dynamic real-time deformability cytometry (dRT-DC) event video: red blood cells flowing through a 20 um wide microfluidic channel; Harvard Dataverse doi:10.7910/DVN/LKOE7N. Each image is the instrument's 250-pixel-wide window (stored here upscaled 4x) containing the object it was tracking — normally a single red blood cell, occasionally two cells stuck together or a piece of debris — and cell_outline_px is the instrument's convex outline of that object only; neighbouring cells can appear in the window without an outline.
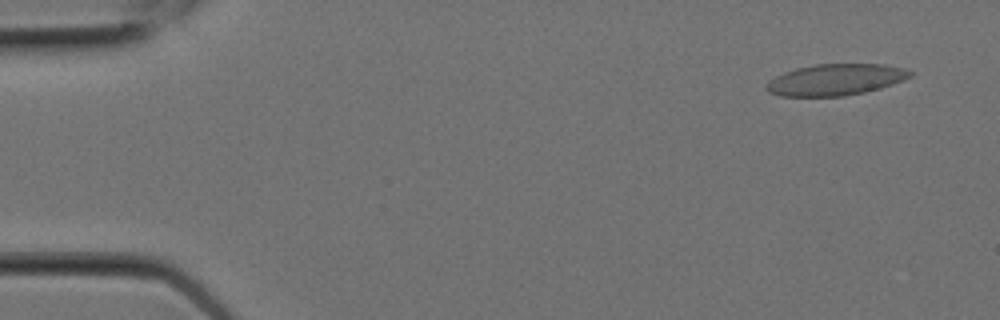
{"species": "Egyptian fruit bat (a non-hibernating species)", "species_latin": "Rousettus aegyptiacus", "temperature_condition": "room temperature", "stored_images_in_passage": 5, "camera_frame_rate_fps": 3000, "um_per_image_px": 0.085, "animal": {"sex": "female"}, "frame": {"image": 1, "passage_image": 1, "time_ms": 0.0, "image_size_px": [1000, 320], "cell_outline_px": [[916, 72], [912, 76], [892, 84], [880, 88], [864, 92], [844, 96], [780, 96], [768, 92], [764, 88], [764, 84], [768, 80], [784, 72], [796, 68], [816, 64], [884, 64], [904, 68]], "centroid_in_image_um": [71.0, 6.77], "position_along_channel_um": 14.0, "area_um2": 26.47}}
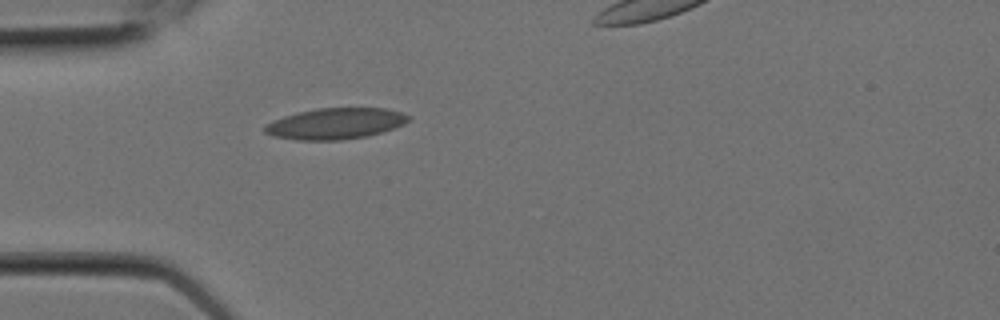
{"frame": {"image": 2, "passage_image": 5, "time_ms": 1.333, "image_size_px": [1000, 320], "cell_outline_px": [[412, 116], [404, 124], [368, 136], [340, 140], [296, 140], [272, 136], [264, 132], [264, 124], [272, 120], [296, 112], [316, 108], [384, 108], [400, 112]], "centroid_in_image_um": [28.46, 10.5], "position_along_channel_um": 56.5, "area_um2": 26.13}}